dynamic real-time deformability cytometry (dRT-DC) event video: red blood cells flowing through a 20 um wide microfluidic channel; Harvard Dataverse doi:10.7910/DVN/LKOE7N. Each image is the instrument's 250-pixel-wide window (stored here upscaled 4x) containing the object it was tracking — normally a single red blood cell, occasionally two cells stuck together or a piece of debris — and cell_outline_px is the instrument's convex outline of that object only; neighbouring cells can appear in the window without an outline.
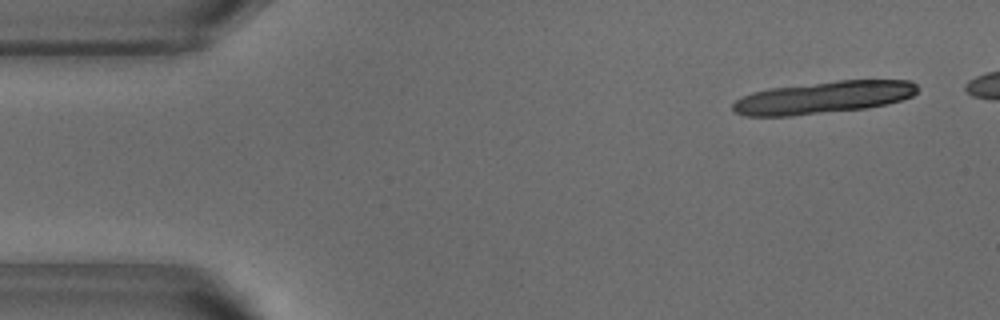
{"species": "common noctule bat (a hibernating species)", "species_latin": "Nyctalus noctula", "temperature_condition": "warm", "stored_images_in_passage": 16, "camera_frame_rate_fps": 3000, "um_per_image_px": 0.085, "animal": {"sex": "male", "body_mass_g": 18.8}, "frame": {"image": 1, "passage_image": 3, "time_ms": 0.667, "image_size_px": [1000, 320], "cell_outline_px": [[920, 88], [912, 96], [888, 104], [868, 108], [792, 116], [744, 116], [736, 112], [732, 108], [732, 104], [736, 100], [752, 92], [768, 88], [836, 80], [912, 80]], "centroid_in_image_um": [70.01, 8.28], "position_along_channel_um": 15.0, "area_um2": 34.97}}